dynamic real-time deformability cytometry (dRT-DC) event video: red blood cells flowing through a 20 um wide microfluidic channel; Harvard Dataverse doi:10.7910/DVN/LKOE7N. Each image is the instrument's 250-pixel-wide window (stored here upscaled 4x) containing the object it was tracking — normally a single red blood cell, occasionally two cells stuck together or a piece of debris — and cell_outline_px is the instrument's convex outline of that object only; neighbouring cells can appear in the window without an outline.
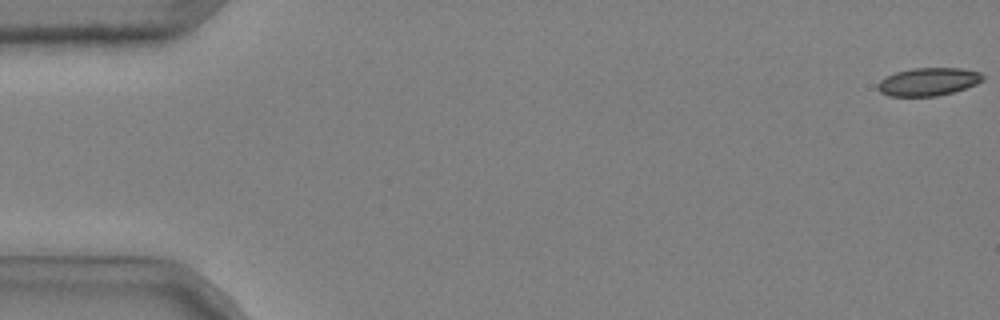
{"species": "common noctule bat (a hibernating species)", "species_latin": "Nyctalus noctula", "temperature_condition": "cold", "stored_images_in_passage": 49, "camera_frame_rate_fps": 3000, "um_per_image_px": 0.085, "animal": {"sex": "male", "body_mass_g": 20.4}, "frame": {"image": 1, "passage_image": 1, "time_ms": 0.0, "image_size_px": [1000, 320], "cell_outline_px": [[984, 80], [976, 84], [952, 92], [936, 96], [888, 96], [880, 92], [876, 88], [876, 84], [884, 76], [896, 72], [912, 68], [960, 68], [980, 72], [984, 76]], "centroid_in_image_um": [78.86, 6.94], "position_along_channel_um": 6.1, "area_um2": 17.22}}
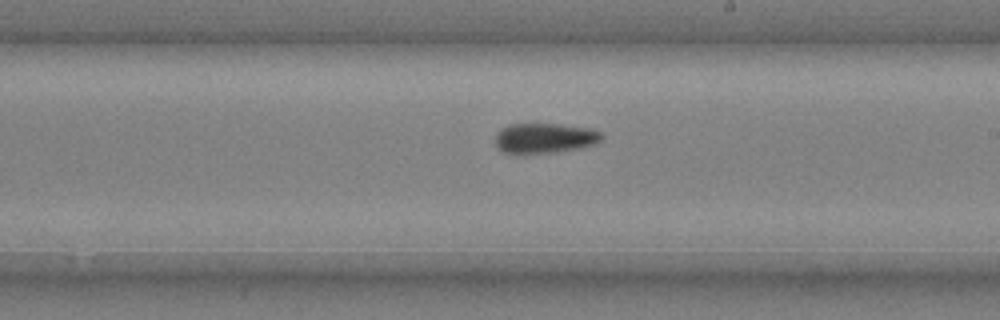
{"frame": {"image": 2, "passage_image": 32, "time_ms": 10.333, "image_size_px": [1000, 320], "cell_outline_px": [[604, 136], [596, 144], [580, 148], [556, 152], [524, 156], [504, 152], [496, 148], [496, 132], [508, 124], [560, 124], [592, 128], [600, 132]], "centroid_in_image_um": [46.27, 11.77], "position_along_channel_um": 242.7, "area_um2": 19.31}}
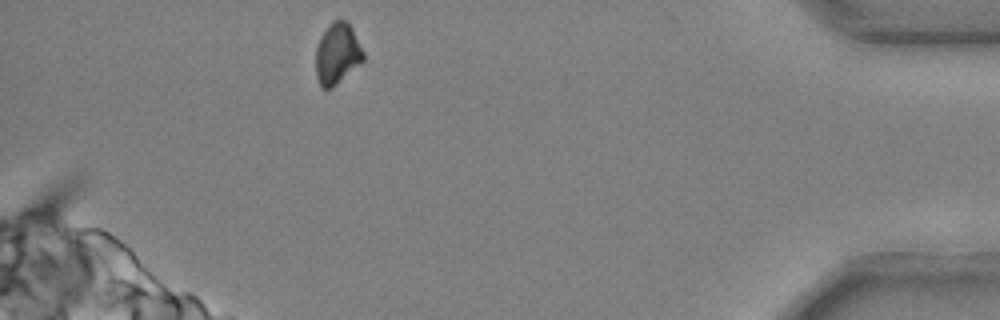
{"frame": {"image": 3, "passage_image": 49, "time_ms": 16.0, "image_size_px": [1000, 320], "cell_outline_px": [[364, 60], [332, 88], [320, 88], [316, 76], [316, 44], [320, 36], [332, 20], [348, 20], [364, 52]], "centroid_in_image_um": [28.65, 4.55], "position_along_channel_um": 406.5, "area_um2": 17.05}}